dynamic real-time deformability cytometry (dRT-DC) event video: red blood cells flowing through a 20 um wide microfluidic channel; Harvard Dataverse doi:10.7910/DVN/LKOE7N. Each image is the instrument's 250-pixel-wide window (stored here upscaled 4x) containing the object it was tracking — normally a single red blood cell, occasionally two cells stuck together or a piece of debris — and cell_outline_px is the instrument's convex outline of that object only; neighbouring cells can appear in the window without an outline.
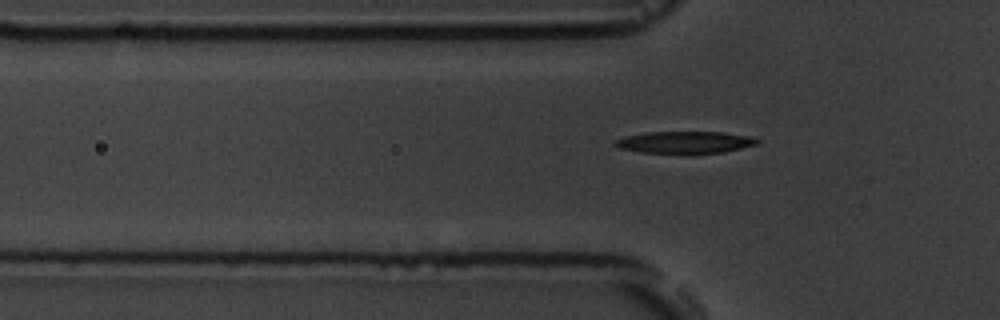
{"species": "common noctule bat (a hibernating species)", "species_latin": "Nyctalus noctula", "temperature_condition": "room temperature", "stored_images_in_passage": 6, "segment_of_instrument_passage": [2, 2], "camera_frame_rate_fps": 3000, "um_per_image_px": 0.085, "animal": {"sex": "male", "body_mass_g": 19.5, "forearm_length_mm": 54.6}, "frame": {"image": 1, "passage_image": 6, "time_ms": 6.0, "image_size_px": [1000, 320], "cell_outline_px": [[760, 140], [756, 144], [724, 152], [692, 156], [640, 152], [620, 148], [612, 144], [612, 140], [624, 136], [648, 132], [724, 132], [756, 136]], "centroid_in_image_um": [58.22, 12.12], "position_along_channel_um": 67.6, "area_um2": 19.25}}